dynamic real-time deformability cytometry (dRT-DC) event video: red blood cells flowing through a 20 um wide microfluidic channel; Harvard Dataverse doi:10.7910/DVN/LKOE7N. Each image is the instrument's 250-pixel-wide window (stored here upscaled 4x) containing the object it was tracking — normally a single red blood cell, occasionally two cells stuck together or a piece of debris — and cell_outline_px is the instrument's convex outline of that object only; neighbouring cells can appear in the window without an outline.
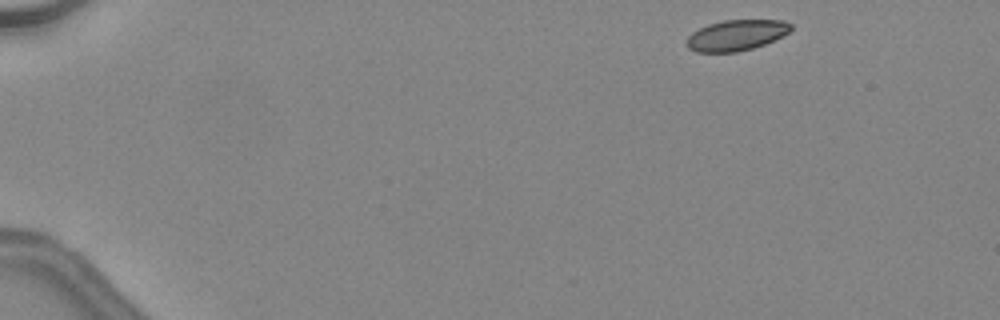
{"species": "common noctule bat (a hibernating species)", "species_latin": "Nyctalus noctula", "temperature_condition": "warm", "stored_images_in_passage": 9, "camera_frame_rate_fps": 3000, "um_per_image_px": 0.085, "animal": {"sex": "female", "body_mass_g": 24.6, "forearm_length_mm": 56.2}, "frame": {"image": 1, "passage_image": 1, "time_ms": 0.0, "image_size_px": [1000, 320], "cell_outline_px": [[792, 28], [788, 32], [764, 44], [752, 48], [736, 52], [696, 52], [688, 48], [684, 44], [688, 36], [692, 32], [708, 24], [724, 20], [784, 20], [792, 24]], "centroid_in_image_um": [62.54, 2.99], "position_along_channel_um": 22.5, "area_um2": 18.61}}